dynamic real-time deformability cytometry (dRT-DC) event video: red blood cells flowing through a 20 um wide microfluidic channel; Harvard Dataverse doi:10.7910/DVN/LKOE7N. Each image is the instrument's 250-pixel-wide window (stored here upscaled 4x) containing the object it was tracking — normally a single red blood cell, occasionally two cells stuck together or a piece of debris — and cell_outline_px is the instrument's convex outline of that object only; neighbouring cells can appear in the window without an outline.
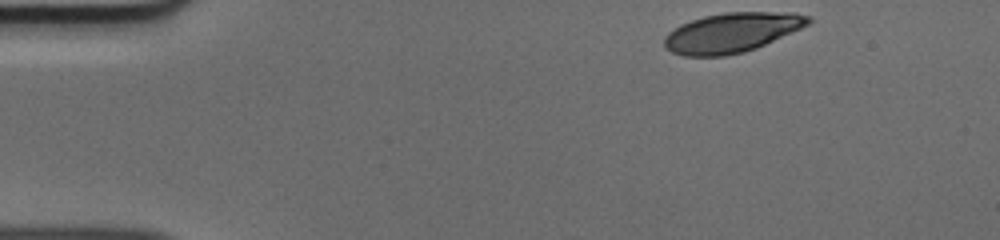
{"species": "human", "species_latin": "Homo sapiens", "temperature_condition": "cold", "stored_images_in_passage": 45, "camera_frame_rate_fps": 3000, "um_per_image_px": 0.085, "donor": {"sex": "male"}, "frame": {"image": 1, "passage_image": 1, "time_ms": 0.0, "image_size_px": [1000, 240], "cell_outline_px": [[812, 20], [808, 24], [800, 28], [756, 48], [744, 52], [724, 56], [684, 56], [672, 52], [664, 48], [664, 36], [668, 32], [680, 24], [704, 16], [724, 12], [796, 12], [812, 16]], "centroid_in_image_um": [62.18, 2.76], "position_along_channel_um": 22.8, "area_um2": 33.35}}
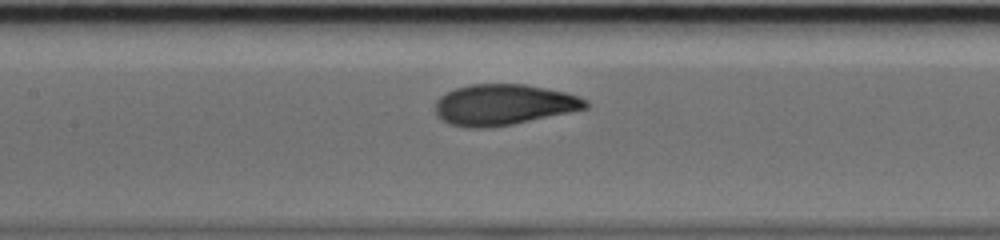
{"frame": {"image": 2, "passage_image": 18, "time_ms": 5.667, "image_size_px": [1000, 240], "cell_outline_px": [[592, 104], [588, 108], [512, 124], [488, 128], [468, 128], [448, 124], [440, 120], [436, 116], [436, 100], [440, 96], [456, 88], [468, 84], [524, 84], [564, 92], [588, 100]], "centroid_in_image_um": [42.78, 8.91], "position_along_channel_um": 164.6, "area_um2": 35.84}}
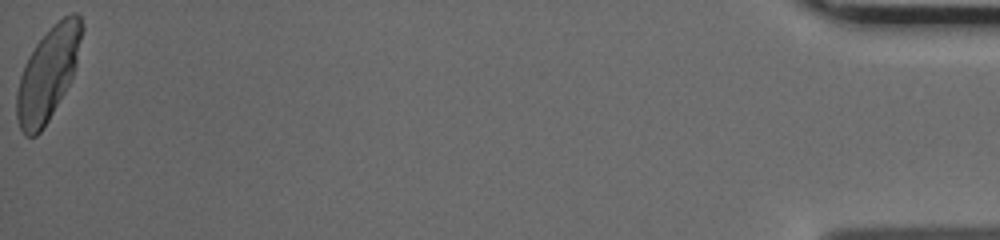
{"frame": {"image": 3, "passage_image": 45, "time_ms": 14.667, "image_size_px": [1000, 240], "cell_outline_px": [[84, 28], [76, 64], [72, 76], [64, 92], [44, 128], [36, 136], [24, 136], [20, 128], [16, 116], [16, 92], [20, 76], [24, 64], [28, 56], [36, 44], [64, 16], [72, 12], [76, 12], [80, 16]], "centroid_in_image_um": [4.06, 6.29], "position_along_channel_um": 431.1, "area_um2": 34.85}}